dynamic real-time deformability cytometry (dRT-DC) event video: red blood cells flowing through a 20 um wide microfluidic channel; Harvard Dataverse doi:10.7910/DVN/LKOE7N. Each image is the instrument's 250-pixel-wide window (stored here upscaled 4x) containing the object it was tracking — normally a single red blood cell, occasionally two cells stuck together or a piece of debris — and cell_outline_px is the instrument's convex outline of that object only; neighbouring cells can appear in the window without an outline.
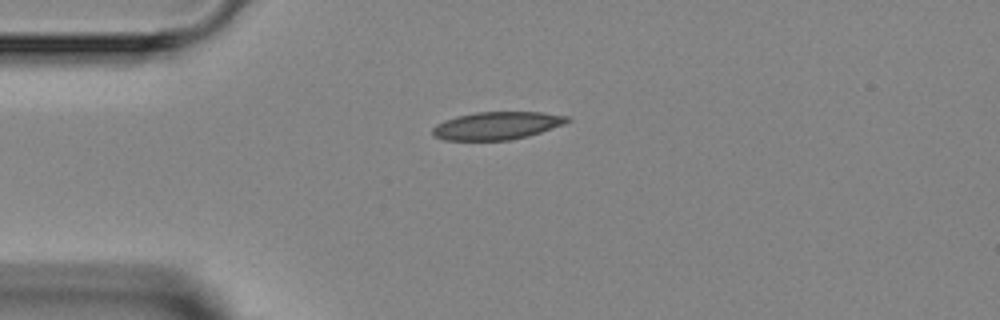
{"species": "Egyptian fruit bat (a non-hibernating species)", "species_latin": "Rousettus aegyptiacus", "temperature_condition": "room temperature", "stored_images_in_passage": 4, "camera_frame_rate_fps": 3000, "um_per_image_px": 0.085, "animal": {"sex": "female"}, "frame": {"image": 1, "passage_image": 4, "time_ms": 3.667, "image_size_px": [1000, 320], "cell_outline_px": [[572, 120], [564, 124], [528, 136], [508, 140], [444, 140], [432, 136], [432, 128], [436, 124], [444, 120], [456, 116], [476, 112], [544, 112], [568, 116]], "centroid_in_image_um": [42.22, 10.67], "position_along_channel_um": 42.8, "area_um2": 21.91}}